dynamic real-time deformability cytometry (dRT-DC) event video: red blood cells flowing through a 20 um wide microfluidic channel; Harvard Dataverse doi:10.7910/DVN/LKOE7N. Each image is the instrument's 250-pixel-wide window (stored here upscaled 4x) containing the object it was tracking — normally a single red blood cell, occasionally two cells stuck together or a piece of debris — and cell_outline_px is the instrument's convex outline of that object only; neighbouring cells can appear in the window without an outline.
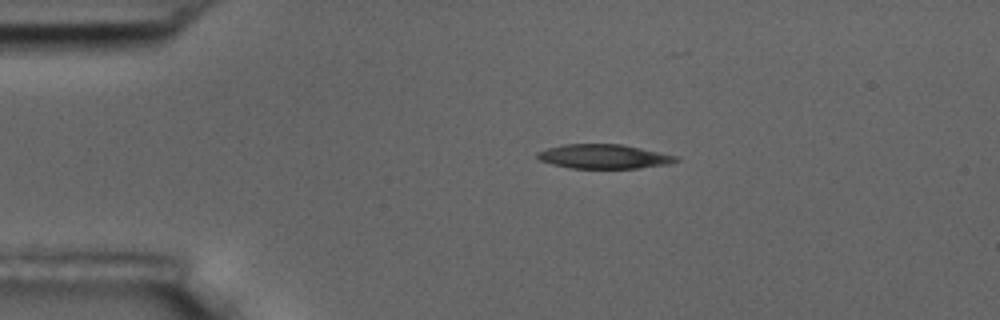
{"species": "common noctule bat (a hibernating species)", "species_latin": "Nyctalus noctula", "temperature_condition": "room temperature", "stored_images_in_passage": 2, "camera_frame_rate_fps": 3000, "um_per_image_px": 0.085, "animal": {"sex": "male", "body_mass_g": 17.5, "forearm_length_mm": 52.3}, "frame": {"image": 1, "passage_image": 1, "time_ms": 0.0, "image_size_px": [1000, 320], "cell_outline_px": [[680, 160], [668, 164], [636, 168], [568, 168], [552, 164], [540, 160], [536, 156], [536, 152], [548, 148], [564, 144], [620, 144], [680, 156]], "centroid_in_image_um": [51.33, 13.3], "position_along_channel_um": 33.7, "area_um2": 19.59}}